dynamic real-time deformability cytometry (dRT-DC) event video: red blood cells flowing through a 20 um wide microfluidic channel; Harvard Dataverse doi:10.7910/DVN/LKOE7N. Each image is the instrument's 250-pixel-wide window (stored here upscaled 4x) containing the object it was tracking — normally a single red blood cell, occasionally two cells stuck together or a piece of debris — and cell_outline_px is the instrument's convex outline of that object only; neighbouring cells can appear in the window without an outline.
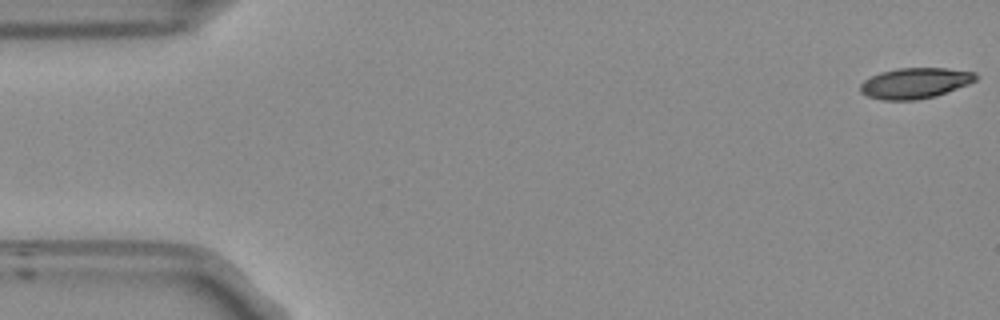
{"species": "Egyptian fruit bat (a non-hibernating species)", "species_latin": "Rousettus aegyptiacus", "temperature_condition": "room temperature", "stored_images_in_passage": 9, "camera_frame_rate_fps": 3000, "um_per_image_px": 0.085, "frame": {"image": 1, "passage_image": 1, "time_ms": 0.0, "image_size_px": [1000, 320], "cell_outline_px": [[980, 76], [976, 80], [968, 84], [936, 96], [916, 100], [884, 100], [868, 96], [860, 92], [860, 84], [864, 80], [880, 72], [896, 68], [944, 68], [976, 72]], "centroid_in_image_um": [77.79, 7.06], "position_along_channel_um": 7.2, "area_um2": 20.69}}